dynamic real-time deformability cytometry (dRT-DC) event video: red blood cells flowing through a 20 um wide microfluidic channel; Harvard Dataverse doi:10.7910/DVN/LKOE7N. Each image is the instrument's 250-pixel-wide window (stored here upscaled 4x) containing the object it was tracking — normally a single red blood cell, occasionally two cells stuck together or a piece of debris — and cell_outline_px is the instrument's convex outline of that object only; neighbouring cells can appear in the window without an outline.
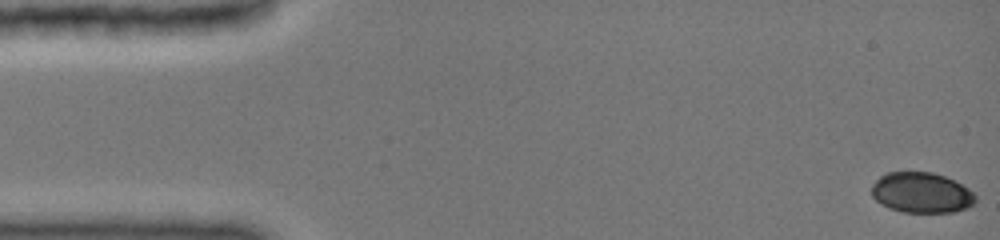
{"species": "common noctule bat (a hibernating species)", "species_latin": "Nyctalus noctula", "temperature_condition": "cold", "stored_images_in_passage": 40, "camera_frame_rate_fps": 3000, "um_per_image_px": 0.085, "animal": {"sex": "female", "body_mass_g": 19.0, "forearm_length_mm": 51.5}, "frame": {"image": 1, "passage_image": 1, "time_ms": 0.0, "image_size_px": [1000, 240], "cell_outline_px": [[976, 204], [968, 208], [952, 212], [904, 212], [888, 208], [876, 200], [872, 196], [872, 184], [880, 176], [888, 172], [932, 172], [956, 180], [968, 188], [976, 196]], "centroid_in_image_um": [78.35, 16.38], "position_along_channel_um": 6.6, "area_um2": 24.68}}
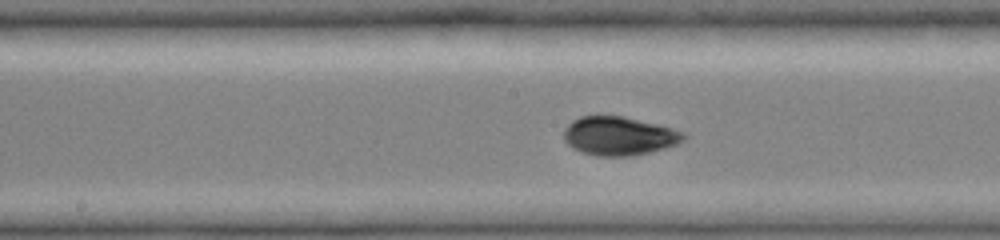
{"frame": {"image": 2, "passage_image": 23, "time_ms": 8.0, "image_size_px": [1000, 240], "cell_outline_px": [[688, 136], [684, 140], [676, 144], [652, 152], [632, 156], [596, 156], [580, 152], [572, 148], [564, 140], [564, 128], [572, 120], [580, 116], [624, 116], [656, 124], [684, 132]], "centroid_in_image_um": [52.6, 11.56], "position_along_channel_um": 195.6, "area_um2": 27.11}}
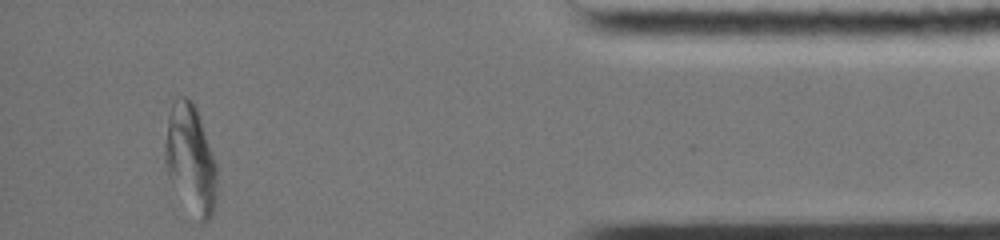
{"frame": {"image": 3, "passage_image": 40, "time_ms": 14.667, "image_size_px": [1000, 240], "cell_outline_px": [[216, 204], [212, 216], [204, 224], [200, 224], [172, 184], [168, 176], [164, 160], [164, 144], [168, 116], [172, 104], [180, 96], [184, 96], [192, 100], [196, 108], [216, 164]], "centroid_in_image_um": [16.19, 13.56], "position_along_channel_um": 419.0, "area_um2": 32.77}, "authors_computed_cell_mechanics": {"area_um2": 26.5013, "velocity_mm_per_s": 3.9381, "shape_relaxation_time_tau1_ms": 9.6748, "shape_relaxation_time_tau2_ms": 1.0504, "deformation_change_tau1": 0.2615, "deformation_change_tau2": 0.03}}